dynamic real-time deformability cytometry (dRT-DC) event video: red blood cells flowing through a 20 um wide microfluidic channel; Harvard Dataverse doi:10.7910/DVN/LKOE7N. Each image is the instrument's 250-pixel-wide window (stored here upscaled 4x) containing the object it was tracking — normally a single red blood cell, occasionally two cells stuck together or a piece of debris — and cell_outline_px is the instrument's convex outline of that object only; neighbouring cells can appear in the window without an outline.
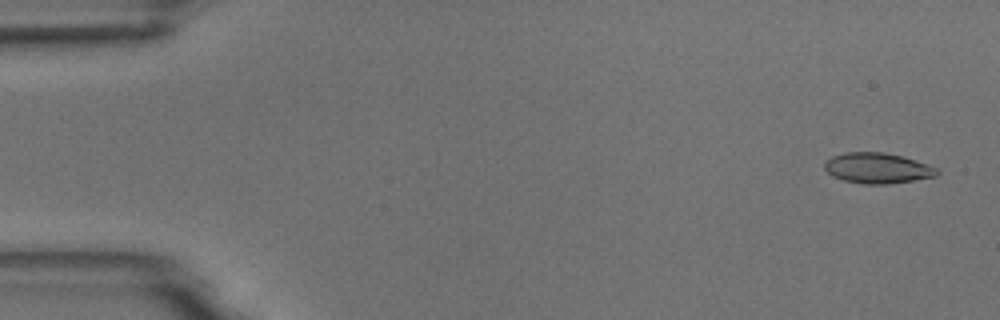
{"species": "common noctule bat (a hibernating species)", "species_latin": "Nyctalus noctula", "temperature_condition": "room temperature", "stored_images_in_passage": 5, "camera_frame_rate_fps": 3000, "um_per_image_px": 0.085, "animal": {"sex": "male", "body_mass_g": 18.8}, "frame": {"image": 1, "passage_image": 1, "time_ms": 0.0, "image_size_px": [1000, 320], "cell_outline_px": [[940, 172], [936, 176], [888, 184], [864, 184], [844, 180], [832, 176], [824, 168], [824, 160], [832, 156], [844, 152], [884, 152], [900, 156], [936, 168]], "centroid_in_image_um": [74.51, 14.29], "position_along_channel_um": 10.5, "area_um2": 19.77}}
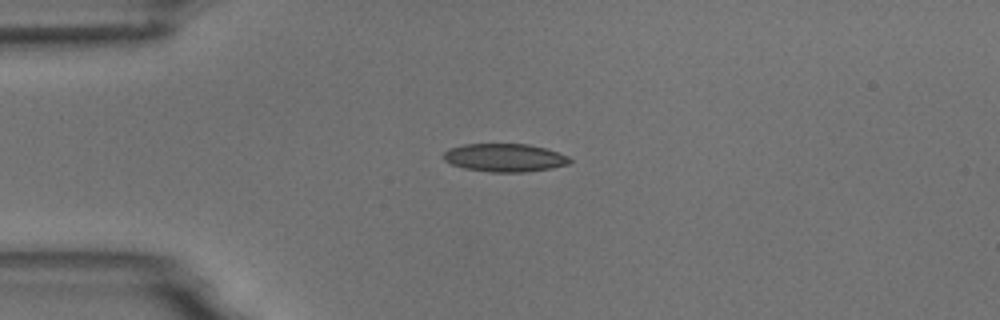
{"frame": {"image": 2, "passage_image": 4, "time_ms": 3.667, "image_size_px": [1000, 320], "cell_outline_px": [[572, 160], [568, 164], [552, 168], [524, 172], [492, 172], [464, 168], [452, 164], [444, 160], [444, 152], [448, 148], [464, 144], [528, 144], [544, 148], [568, 156]], "centroid_in_image_um": [42.88, 13.4], "position_along_channel_um": 42.1, "area_um2": 20.58}}